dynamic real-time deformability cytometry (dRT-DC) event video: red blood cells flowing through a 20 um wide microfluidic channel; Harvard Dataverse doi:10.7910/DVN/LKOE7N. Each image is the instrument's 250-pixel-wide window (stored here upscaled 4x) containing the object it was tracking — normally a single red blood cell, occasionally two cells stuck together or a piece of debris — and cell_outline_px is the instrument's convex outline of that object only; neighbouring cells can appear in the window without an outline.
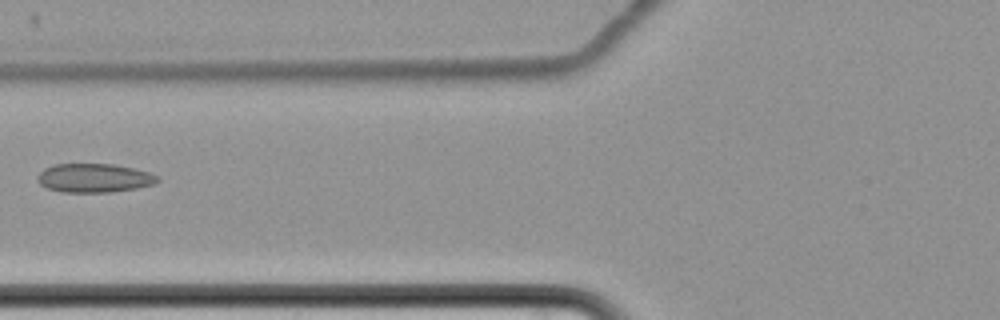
{"species": "common noctule bat (a hibernating species)", "species_latin": "Nyctalus noctula", "temperature_condition": "cold", "stored_images_in_passage": 2, "camera_frame_rate_fps": 3000, "um_per_image_px": 0.085, "animal": {"sex": "female", "body_mass_g": 22.7, "forearm_length_mm": 54.2}, "frame": {"image": 1, "passage_image": 2, "time_ms": 1.333, "image_size_px": [1000, 320], "cell_outline_px": [[160, 180], [152, 184], [136, 188], [112, 192], [60, 192], [48, 188], [40, 184], [36, 180], [36, 176], [44, 168], [56, 164], [116, 164], [148, 172], [160, 176]], "centroid_in_image_um": [7.99, 15.13], "position_along_channel_um": 117.8, "area_um2": 20.23}}